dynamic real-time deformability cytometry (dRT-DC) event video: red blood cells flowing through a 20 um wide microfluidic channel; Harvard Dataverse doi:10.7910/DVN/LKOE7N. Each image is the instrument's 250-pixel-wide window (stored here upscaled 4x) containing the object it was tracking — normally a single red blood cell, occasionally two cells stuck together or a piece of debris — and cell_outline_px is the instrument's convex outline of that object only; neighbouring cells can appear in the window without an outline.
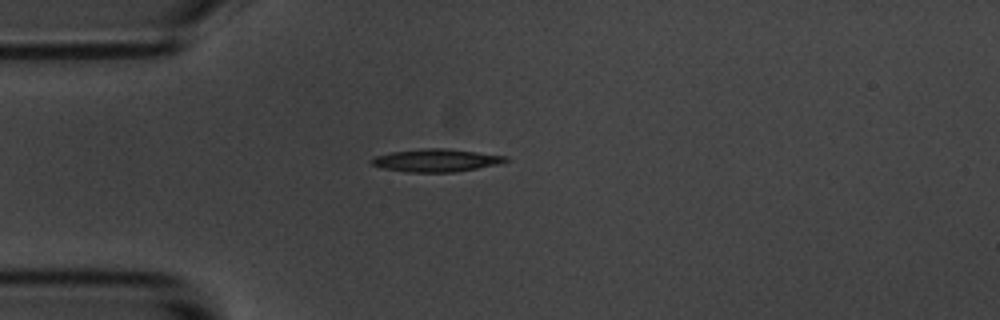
{"species": "common noctule bat (a hibernating species)", "species_latin": "Nyctalus noctula", "temperature_condition": "room temperature", "stored_images_in_passage": 12, "camera_frame_rate_fps": 3000, "um_per_image_px": 0.085, "animal": {"sex": "male", "body_mass_g": 20.1, "forearm_length_mm": 53.5}, "frame": {"image": 1, "passage_image": 1, "time_ms": 0.0, "image_size_px": [1000, 320], "cell_outline_px": [[508, 160], [496, 164], [456, 172], [408, 172], [384, 168], [372, 164], [368, 160], [376, 156], [392, 152], [420, 148], [444, 148], [508, 156]], "centroid_in_image_um": [37.04, 13.62], "position_along_channel_um": 48.0, "area_um2": 17.57}}
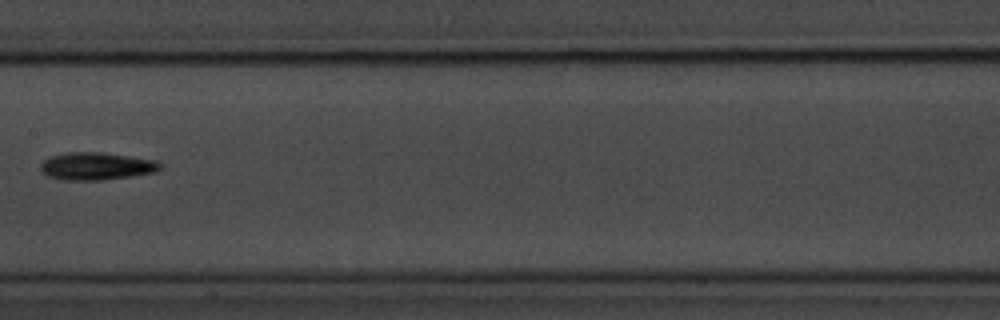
{"frame": {"image": 2, "passage_image": 5, "time_ms": 4.667, "image_size_px": [1000, 320], "cell_outline_px": [[160, 168], [156, 172], [100, 180], [64, 180], [48, 176], [40, 172], [40, 164], [48, 156], [64, 152], [100, 152], [156, 160], [160, 164]], "centroid_in_image_um": [8.11, 14.11], "position_along_channel_um": 199.3, "area_um2": 19.19}}
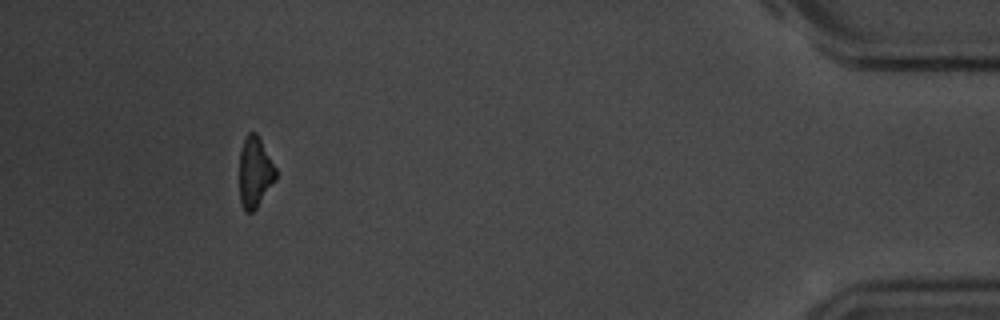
{"frame": {"image": 3, "passage_image": 11, "time_ms": 12.667, "image_size_px": [1000, 320], "cell_outline_px": [[276, 180], [256, 208], [252, 212], [244, 212], [240, 200], [240, 148], [248, 132], [256, 132], [276, 168]], "centroid_in_image_um": [21.66, 14.65], "position_along_channel_um": 413.5, "area_um2": 14.91}, "authors_computed_cell_mechanics": {"area_um2": 17.2822, "velocity_mm_per_s": 3.4904, "shape_relaxation_time_tau1_ms": 5.011, "shape_relaxation_time_tau2_ms": null, "deformation_change_tau1": 0.109, "deformation_change_tau2": null}}